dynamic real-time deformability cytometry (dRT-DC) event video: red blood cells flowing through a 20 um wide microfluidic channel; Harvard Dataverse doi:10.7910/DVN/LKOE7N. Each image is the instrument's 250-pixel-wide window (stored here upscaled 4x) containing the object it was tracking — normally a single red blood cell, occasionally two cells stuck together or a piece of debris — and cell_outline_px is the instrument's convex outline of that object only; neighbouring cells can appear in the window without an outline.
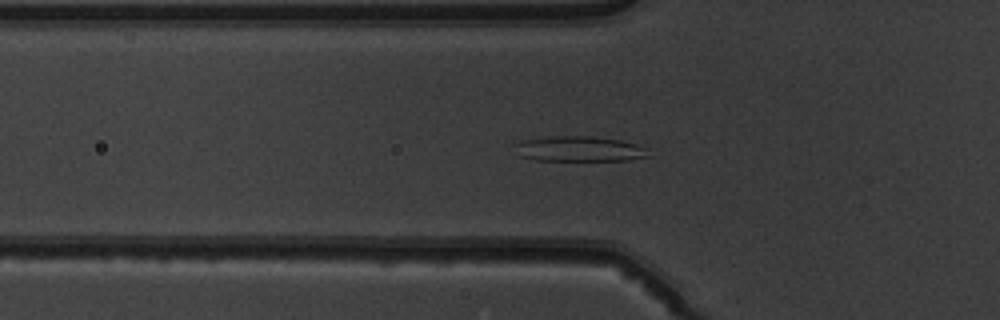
{"species": "common noctule bat (a hibernating species)", "species_latin": "Nyctalus noctula", "temperature_condition": "warm", "stored_images_in_passage": 51, "camera_frame_rate_fps": 3000, "um_per_image_px": 0.085, "animal": {"sex": "male", "body_mass_g": 19.5, "forearm_length_mm": 54.6}, "frame": {"image": 1, "passage_image": 18, "time_ms": 5.667, "image_size_px": [1000, 320], "cell_outline_px": [[652, 156], [628, 160], [536, 160], [520, 156], [516, 144], [520, 140], [552, 136], [592, 136], [620, 140], [636, 144], [648, 148]], "centroid_in_image_um": [49.32, 12.65], "position_along_channel_um": 76.5, "area_um2": 19.65}}
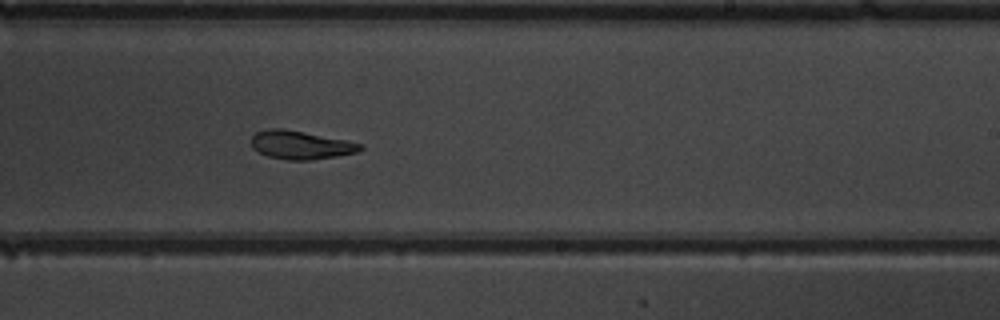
{"frame": {"image": 2, "passage_image": 32, "time_ms": 10.333, "image_size_px": [1000, 320], "cell_outline_px": [[364, 148], [360, 152], [312, 160], [288, 160], [268, 156], [252, 148], [252, 136], [256, 132], [268, 128], [280, 128], [348, 140], [364, 144]], "centroid_in_image_um": [25.61, 12.32], "position_along_channel_um": 263.4, "area_um2": 18.09}}
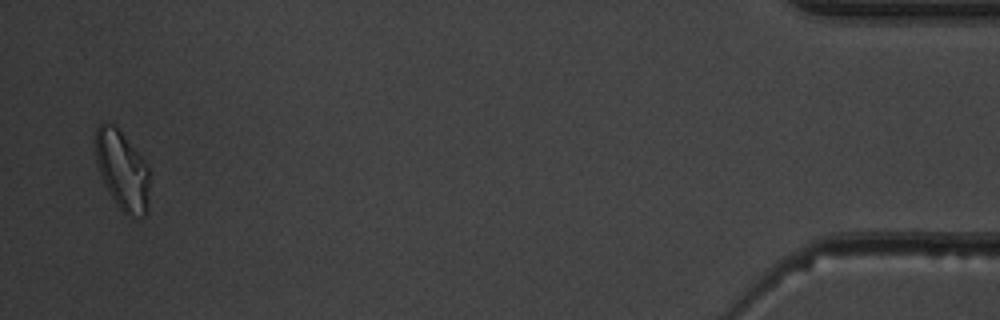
{"frame": {"image": 3, "passage_image": 50, "time_ms": 16.333, "image_size_px": [1000, 320], "cell_outline_px": [[148, 204], [144, 216], [124, 212], [116, 204], [100, 172], [96, 160], [96, 128], [100, 120], [104, 120], [112, 124], [120, 132], [148, 164]], "centroid_in_image_um": [10.38, 14.4], "position_along_channel_um": 424.8, "area_um2": 24.1}, "authors_computed_cell_mechanics": {"area_um2": 19.7676, "velocity_mm_per_s": 4.0012, "shape_relaxation_time_tau1_ms": null, "shape_relaxation_time_tau2_ms": 3.4086, "deformation_change_tau1": null, "deformation_change_tau2": 0.0903}}